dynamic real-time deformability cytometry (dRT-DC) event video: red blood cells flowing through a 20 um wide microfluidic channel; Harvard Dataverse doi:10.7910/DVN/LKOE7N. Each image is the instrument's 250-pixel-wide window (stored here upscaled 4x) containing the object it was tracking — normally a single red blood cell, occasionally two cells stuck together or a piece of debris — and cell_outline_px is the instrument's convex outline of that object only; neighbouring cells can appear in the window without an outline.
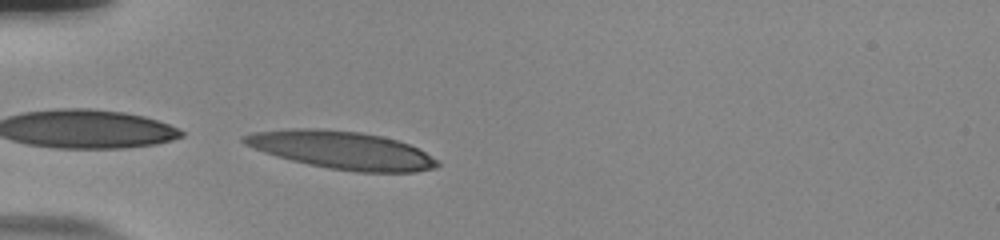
{"species": "human", "species_latin": "Homo sapiens", "temperature_condition": "room temperature", "stored_images_in_passage": 11, "camera_frame_rate_fps": 3000, "um_per_image_px": 0.085, "donor": {"sex": "male"}, "frame": {"image": 1, "passage_image": 11, "time_ms": 3.333, "image_size_px": [1000, 240], "cell_outline_px": [[440, 164], [436, 168], [416, 172], [356, 172], [328, 168], [308, 164], [276, 156], [264, 152], [244, 144], [240, 140], [240, 136], [252, 132], [288, 128], [316, 128], [360, 132], [380, 136], [396, 140], [408, 144], [440, 160]], "centroid_in_image_um": [29.02, 12.75], "position_along_channel_um": 56.0, "area_um2": 42.71}}